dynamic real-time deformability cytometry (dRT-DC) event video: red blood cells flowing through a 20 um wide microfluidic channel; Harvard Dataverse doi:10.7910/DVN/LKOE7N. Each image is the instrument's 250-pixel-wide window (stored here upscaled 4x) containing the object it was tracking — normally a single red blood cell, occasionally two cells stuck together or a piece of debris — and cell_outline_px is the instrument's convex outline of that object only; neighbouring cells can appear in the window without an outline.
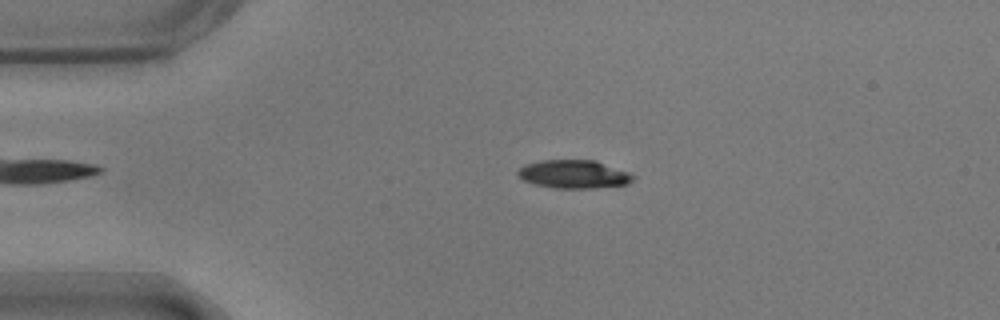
{"species": "common noctule bat (a hibernating species)", "species_latin": "Nyctalus noctula", "temperature_condition": "warm", "stored_images_in_passage": 19, "camera_frame_rate_fps": 3000, "um_per_image_px": 0.085, "animal": {"sex": "male", "body_mass_g": 17.9}, "frame": {"image": 1, "passage_image": 11, "time_ms": 3.333, "image_size_px": [1000, 320], "cell_outline_px": [[636, 176], [628, 184], [588, 188], [556, 188], [536, 184], [524, 180], [516, 172], [524, 164], [540, 160], [596, 160], [628, 172]], "centroid_in_image_um": [48.77, 14.79], "position_along_channel_um": 36.2, "area_um2": 18.84}}
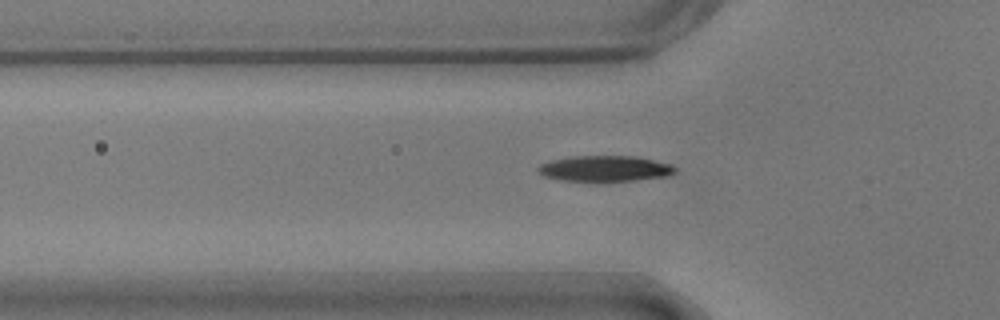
{"frame": {"image": 2, "passage_image": 17, "time_ms": 5.333, "image_size_px": [1000, 320], "cell_outline_px": [[676, 172], [668, 176], [632, 180], [560, 180], [544, 176], [536, 168], [540, 164], [552, 160], [568, 156], [636, 156], [672, 164], [676, 168]], "centroid_in_image_um": [51.43, 14.31], "position_along_channel_um": 74.4, "area_um2": 20.35}}